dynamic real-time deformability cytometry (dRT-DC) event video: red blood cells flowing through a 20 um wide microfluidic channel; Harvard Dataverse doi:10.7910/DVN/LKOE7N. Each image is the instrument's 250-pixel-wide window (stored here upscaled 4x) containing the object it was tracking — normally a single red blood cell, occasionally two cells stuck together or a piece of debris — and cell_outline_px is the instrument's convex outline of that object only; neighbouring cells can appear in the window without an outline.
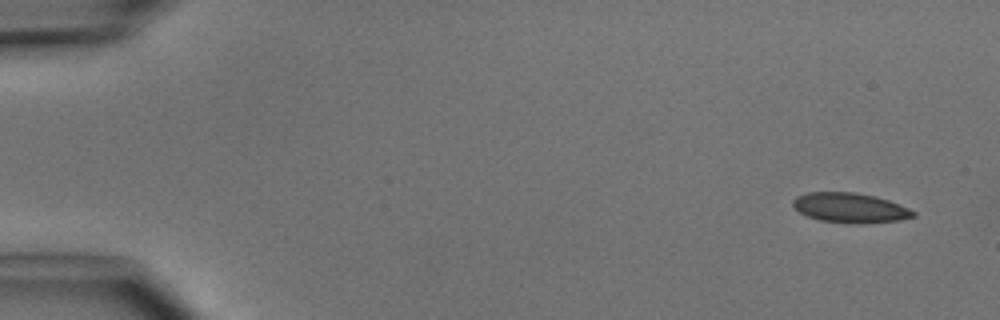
{"species": "common noctule bat (a hibernating species)", "species_latin": "Nyctalus noctula", "temperature_condition": "cold", "stored_images_in_passage": 5, "camera_frame_rate_fps": 3000, "um_per_image_px": 0.085, "animal": {"sex": "male", "body_mass_g": 15.6}, "frame": {"image": 1, "passage_image": 1, "time_ms": 0.0, "image_size_px": [1000, 320], "cell_outline_px": [[916, 216], [900, 220], [856, 224], [852, 224], [820, 220], [808, 216], [800, 212], [792, 204], [792, 200], [796, 196], [808, 192], [852, 192], [876, 196], [888, 200], [908, 208], [916, 212]], "centroid_in_image_um": [72.26, 17.66], "position_along_channel_um": 12.7, "area_um2": 20.87}}
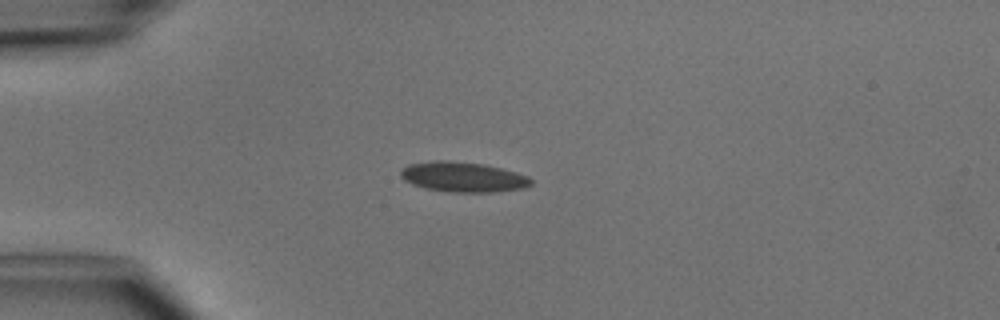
{"frame": {"image": 2, "passage_image": 4, "time_ms": 3.333, "image_size_px": [1000, 320], "cell_outline_px": [[532, 184], [524, 188], [492, 192], [452, 192], [424, 188], [412, 184], [404, 180], [400, 176], [400, 172], [408, 164], [432, 160], [448, 160], [484, 164], [516, 172], [528, 176], [532, 180]], "centroid_in_image_um": [39.34, 15.04], "position_along_channel_um": 45.7, "area_um2": 22.89}}
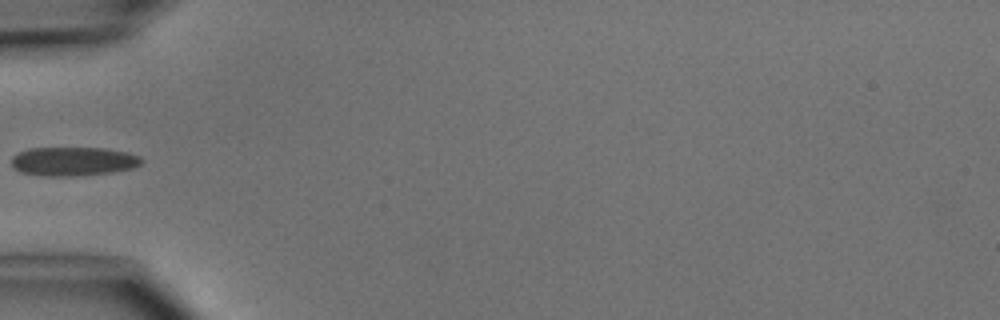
{"frame": {"image": 3, "passage_image": 5, "time_ms": 4.667, "image_size_px": [1000, 320], "cell_outline_px": [[144, 160], [140, 164], [132, 168], [112, 172], [72, 176], [40, 176], [20, 172], [12, 168], [12, 156], [28, 148], [104, 148], [128, 152], [140, 156]], "centroid_in_image_um": [6.21, 13.71], "position_along_channel_um": 78.8, "area_um2": 22.02}}